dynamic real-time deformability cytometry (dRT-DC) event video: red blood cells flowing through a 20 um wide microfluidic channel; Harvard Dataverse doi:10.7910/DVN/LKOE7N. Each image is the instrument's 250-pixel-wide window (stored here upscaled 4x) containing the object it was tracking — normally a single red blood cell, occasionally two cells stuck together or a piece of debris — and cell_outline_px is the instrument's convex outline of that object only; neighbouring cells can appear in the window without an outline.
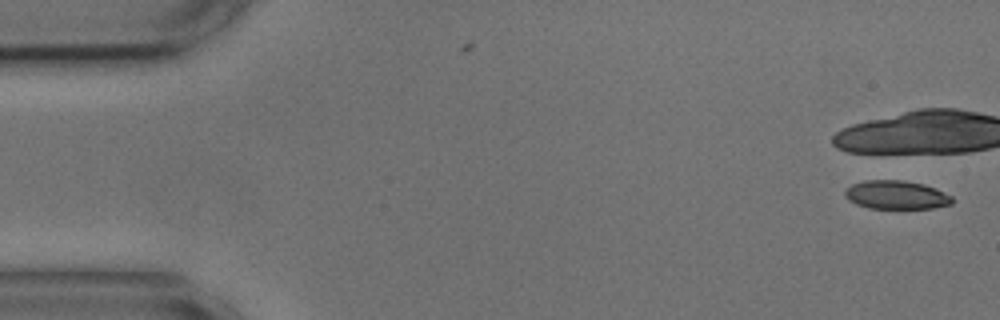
{"species": "common noctule bat (a hibernating species)", "species_latin": "Nyctalus noctula", "temperature_condition": "cold", "stored_images_in_passage": 17, "camera_frame_rate_fps": 3000, "um_per_image_px": 0.085, "animal": {"sex": "male", "body_mass_g": 17.9, "forearm_length_mm": 54.2}, "frame": {"image": 1, "passage_image": 1, "time_ms": 0.0, "image_size_px": [1000, 320], "cell_outline_px": [[952, 204], [932, 208], [868, 208], [856, 204], [848, 200], [844, 196], [844, 188], [852, 184], [864, 180], [904, 180], [924, 184], [936, 188], [952, 196]], "centroid_in_image_um": [76.15, 16.56], "position_along_channel_um": 8.9, "area_um2": 18.03}}